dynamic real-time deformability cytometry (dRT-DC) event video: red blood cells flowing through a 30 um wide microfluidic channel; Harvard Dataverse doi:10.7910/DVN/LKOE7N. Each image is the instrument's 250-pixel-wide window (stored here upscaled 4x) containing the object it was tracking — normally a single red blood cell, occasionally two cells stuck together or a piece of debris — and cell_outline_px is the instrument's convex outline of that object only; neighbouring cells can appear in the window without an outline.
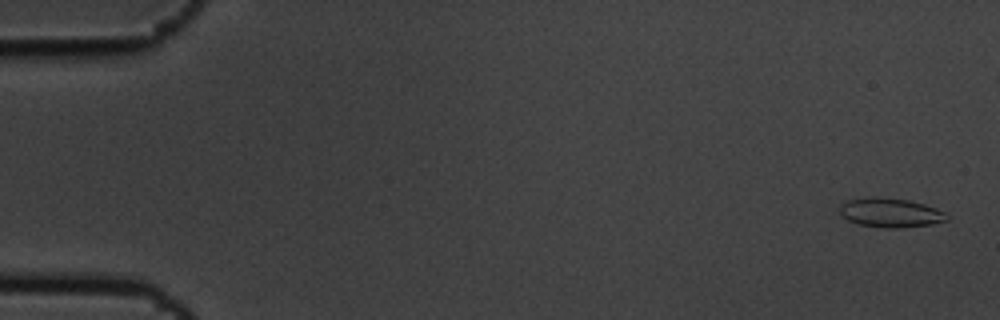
{"species": "common noctule bat (a hibernating species)", "species_latin": "Nyctalus noctula", "temperature_condition": "cold", "stored_images_in_passage": 14, "camera_frame_rate_fps": 3000, "um_per_image_px": 0.085, "animal": {"sex": "male", "body_mass_g": 19.5, "forearm_length_mm": 54.6}, "frame": {"image": 1, "passage_image": 1, "time_ms": 0.0, "image_size_px": [1000, 320], "cell_outline_px": [[948, 220], [932, 224], [896, 228], [884, 228], [860, 224], [848, 220], [840, 216], [840, 204], [848, 200], [868, 196], [880, 196], [908, 200], [924, 204], [936, 208], [944, 212], [948, 216]], "centroid_in_image_um": [75.66, 18.06], "position_along_channel_um": 9.3, "area_um2": 18.38}}
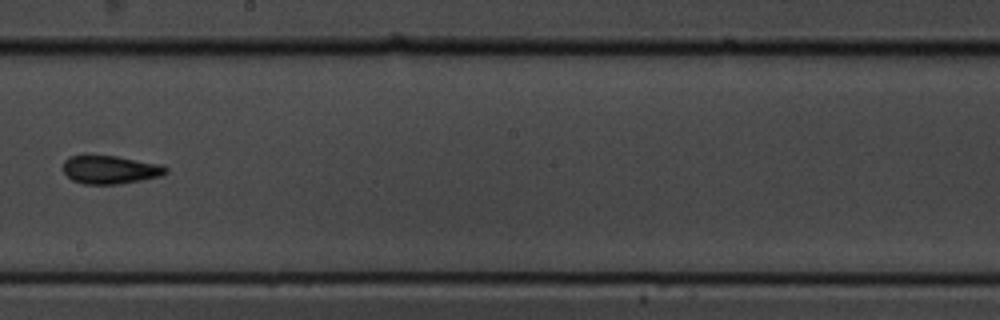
{"frame": {"image": 2, "passage_image": 9, "time_ms": 2.667, "image_size_px": [1000, 320], "cell_outline_px": [[168, 172], [160, 176], [120, 184], [84, 184], [72, 180], [64, 172], [64, 160], [68, 156], [116, 156], [160, 164], [168, 168]], "centroid_in_image_um": [9.37, 14.43], "position_along_channel_um": 238.8, "area_um2": 16.76}}
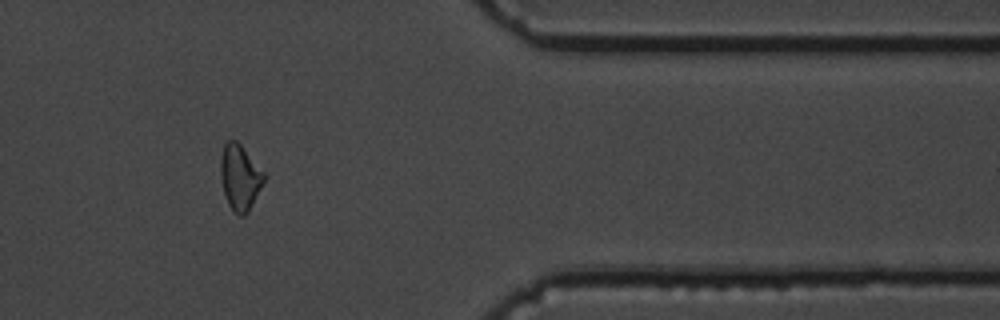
{"frame": {"image": 3, "passage_image": 13, "time_ms": 4.0, "image_size_px": [1000, 320], "cell_outline_px": [[264, 180], [248, 212], [244, 216], [240, 216], [232, 212], [228, 204], [224, 192], [220, 176], [220, 160], [224, 144], [228, 140], [236, 140], [240, 144], [264, 172]], "centroid_in_image_um": [20.37, 15.08], "position_along_channel_um": 391.0, "area_um2": 16.42}}